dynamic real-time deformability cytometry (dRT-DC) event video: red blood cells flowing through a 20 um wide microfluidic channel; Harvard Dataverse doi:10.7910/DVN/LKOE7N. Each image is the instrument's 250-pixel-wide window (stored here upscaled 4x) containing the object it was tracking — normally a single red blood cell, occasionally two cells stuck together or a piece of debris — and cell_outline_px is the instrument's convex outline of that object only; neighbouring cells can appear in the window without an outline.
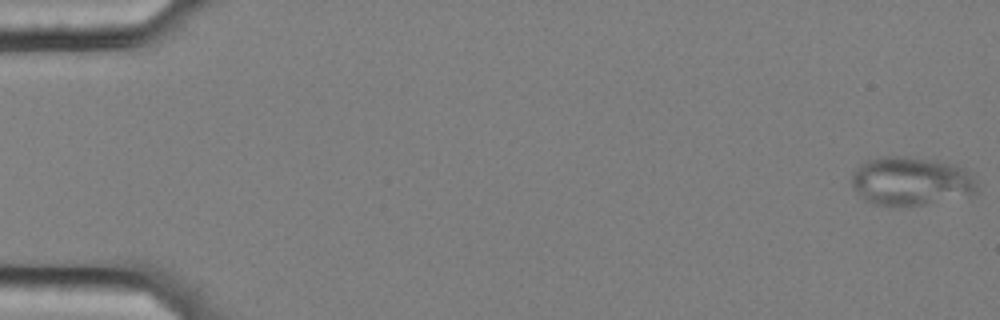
{"species": "common noctule bat (a hibernating species)", "species_latin": "Nyctalus noctula", "temperature_condition": "cold", "stored_images_in_passage": 57, "segment_of_instrument_passage": [1, 2], "camera_frame_rate_fps": 3000, "um_per_image_px": 0.085, "animal": {"sex": "female", "body_mass_g": 25.1}, "frame": {"image": 1, "passage_image": 1, "time_ms": 0.0, "image_size_px": [1000, 320], "cell_outline_px": [[976, 192], [924, 204], [900, 208], [872, 204], [864, 200], [852, 188], [852, 176], [856, 168], [864, 160], [880, 156], [900, 156], [936, 160], [956, 164], [964, 168], [976, 176]], "centroid_in_image_um": [77.38, 15.39], "position_along_channel_um": 7.6, "area_um2": 36.01}}
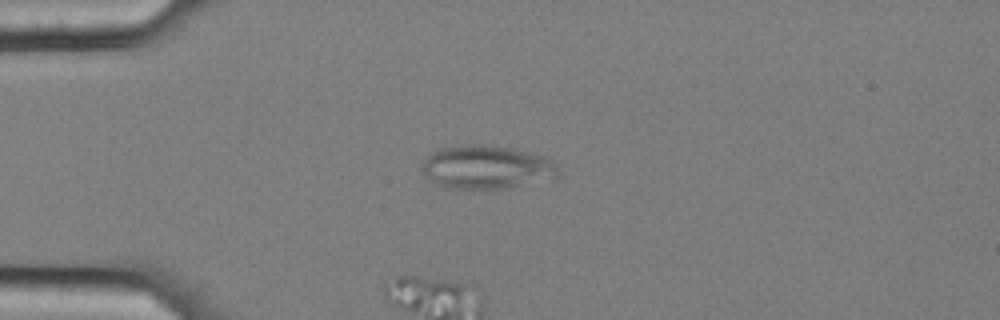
{"frame": {"image": 2, "passage_image": 15, "time_ms": 4.667, "image_size_px": [1000, 320], "cell_outline_px": [[560, 172], [556, 176], [504, 188], [448, 188], [432, 180], [420, 168], [420, 164], [436, 148], [460, 144], [480, 144], [508, 148], [548, 156], [552, 160]], "centroid_in_image_um": [41.31, 14.17], "position_along_channel_um": 43.7, "area_um2": 34.04}}